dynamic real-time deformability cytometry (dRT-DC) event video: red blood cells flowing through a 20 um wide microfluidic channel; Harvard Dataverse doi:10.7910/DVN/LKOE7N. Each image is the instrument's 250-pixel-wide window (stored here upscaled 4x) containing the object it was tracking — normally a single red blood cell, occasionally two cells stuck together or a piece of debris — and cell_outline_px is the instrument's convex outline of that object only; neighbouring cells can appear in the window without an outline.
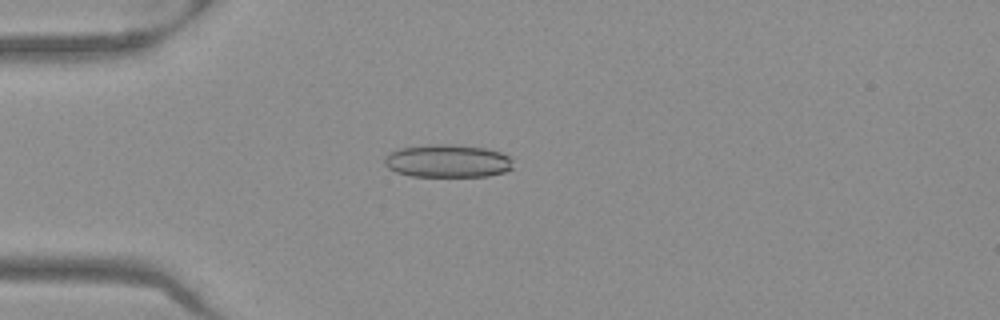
{"species": "Egyptian fruit bat (a non-hibernating species)", "species_latin": "Rousettus aegyptiacus", "temperature_condition": "warm", "stored_images_in_passage": 51, "camera_frame_rate_fps": 3000, "um_per_image_px": 0.085, "frame": {"image": 1, "passage_image": 14, "time_ms": 4.333, "image_size_px": [1000, 320], "cell_outline_px": [[512, 168], [504, 172], [488, 176], [412, 176], [396, 172], [388, 168], [384, 164], [384, 156], [400, 148], [428, 144], [448, 144], [488, 148], [500, 152], [508, 156], [512, 160]], "centroid_in_image_um": [38.04, 13.68], "position_along_channel_um": 47.0, "area_um2": 24.74}}
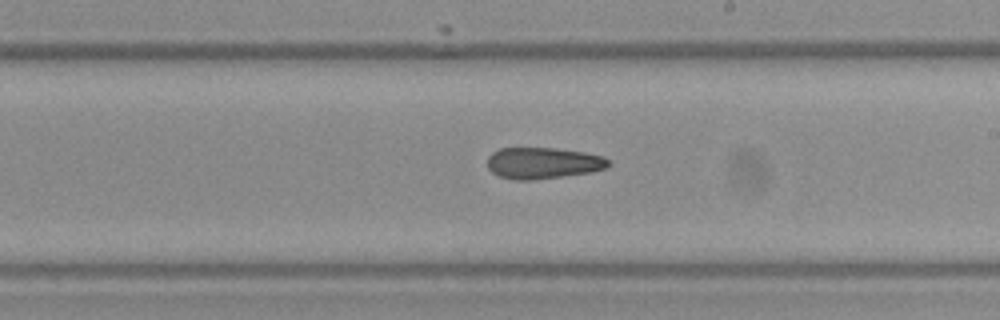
{"frame": {"image": 2, "passage_image": 30, "time_ms": 9.667, "image_size_px": [1000, 320], "cell_outline_px": [[612, 164], [604, 168], [592, 172], [532, 180], [512, 180], [500, 176], [492, 172], [488, 168], [488, 156], [492, 152], [500, 148], [556, 148], [584, 152], [604, 156]], "centroid_in_image_um": [46.15, 13.86], "position_along_channel_um": 242.8, "area_um2": 22.2}}
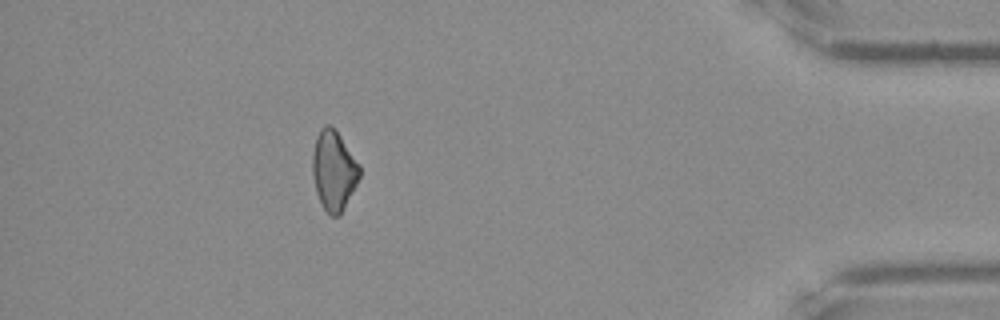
{"frame": {"image": 3, "passage_image": 46, "time_ms": 15.0, "image_size_px": [1000, 320], "cell_outline_px": [[360, 176], [340, 216], [332, 216], [324, 208], [316, 192], [312, 176], [312, 152], [316, 136], [320, 128], [324, 124], [332, 124], [360, 164]], "centroid_in_image_um": [28.35, 14.44], "position_along_channel_um": 406.8, "area_um2": 22.02}}